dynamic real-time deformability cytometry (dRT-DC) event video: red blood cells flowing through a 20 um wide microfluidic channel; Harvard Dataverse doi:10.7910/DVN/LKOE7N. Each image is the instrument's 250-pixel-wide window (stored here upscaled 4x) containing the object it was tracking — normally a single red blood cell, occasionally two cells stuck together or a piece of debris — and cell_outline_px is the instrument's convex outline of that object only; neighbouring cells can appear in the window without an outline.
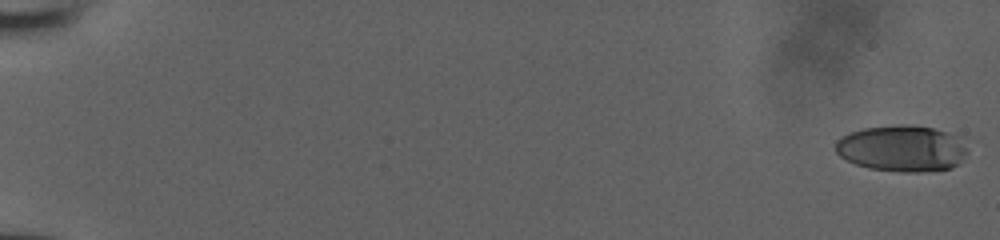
{"species": "human", "species_latin": "Homo sapiens", "temperature_condition": "room temperature", "stored_images_in_passage": 15, "camera_frame_rate_fps": 3000, "um_per_image_px": 0.085, "donor": {"sex": "male"}, "frame": {"image": 1, "passage_image": 1, "time_ms": 0.0, "image_size_px": [1000, 240], "cell_outline_px": [[968, 152], [952, 168], [920, 172], [900, 172], [868, 168], [856, 164], [840, 156], [836, 152], [836, 140], [840, 136], [864, 128], [896, 124], [912, 124], [932, 128], [960, 136], [968, 148]], "centroid_in_image_um": [76.68, 12.6], "position_along_channel_um": 8.3, "area_um2": 35.84}}